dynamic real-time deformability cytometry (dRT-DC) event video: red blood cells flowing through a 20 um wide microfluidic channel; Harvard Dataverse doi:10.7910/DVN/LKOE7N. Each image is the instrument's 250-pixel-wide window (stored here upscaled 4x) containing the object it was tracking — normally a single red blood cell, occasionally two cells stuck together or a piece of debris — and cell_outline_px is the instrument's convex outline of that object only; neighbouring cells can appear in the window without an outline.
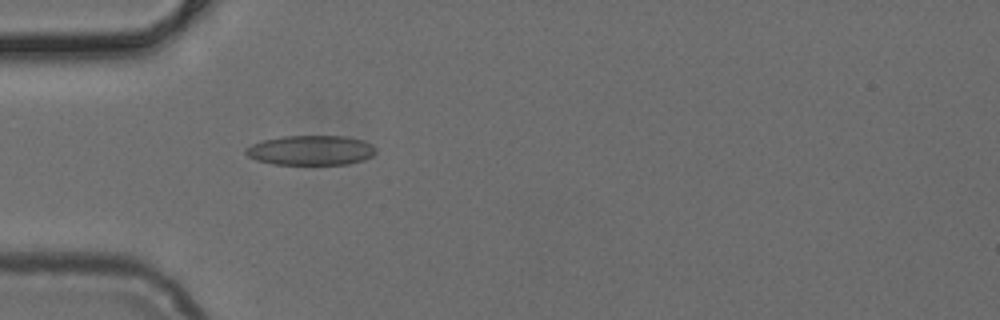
{"species": "common noctule bat (a hibernating species)", "species_latin": "Nyctalus noctula", "temperature_condition": "cold", "stored_images_in_passage": 42, "camera_frame_rate_fps": 3000, "um_per_image_px": 0.085, "animal": {"sex": "female", "body_mass_g": 24.6, "forearm_length_mm": 56.2}, "frame": {"image": 1, "passage_image": 7, "time_ms": 2.0, "image_size_px": [1000, 320], "cell_outline_px": [[376, 152], [372, 156], [364, 160], [348, 164], [272, 164], [256, 160], [248, 156], [244, 152], [244, 148], [252, 144], [264, 140], [284, 136], [344, 136], [364, 140], [372, 144], [376, 148]], "centroid_in_image_um": [26.43, 12.77], "position_along_channel_um": 58.6, "area_um2": 22.66}}
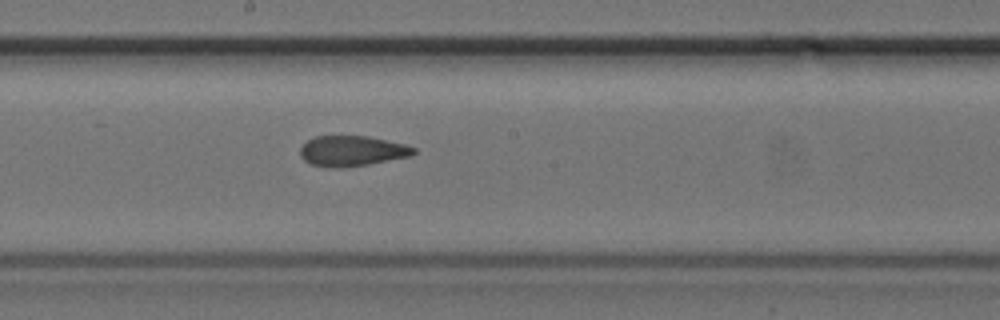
{"frame": {"image": 2, "passage_image": 19, "time_ms": 6.0, "image_size_px": [1000, 320], "cell_outline_px": [[416, 152], [412, 156], [368, 164], [336, 168], [332, 168], [312, 164], [304, 160], [300, 156], [300, 148], [308, 140], [316, 136], [368, 136], [404, 144], [416, 148]], "centroid_in_image_um": [29.93, 12.83], "position_along_channel_um": 218.3, "area_um2": 20.0}}
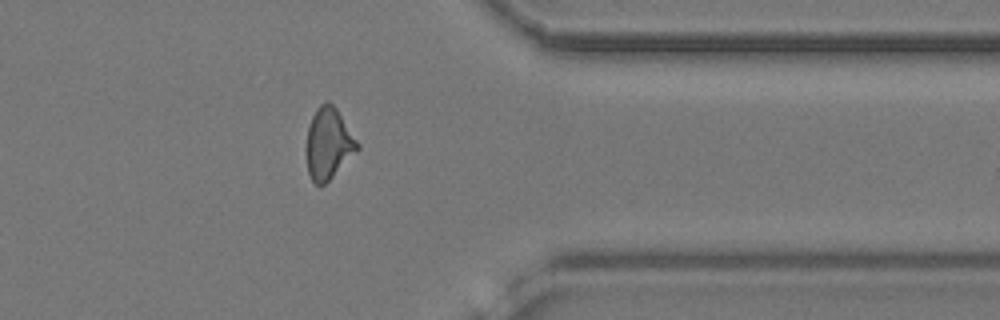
{"frame": {"image": 3, "passage_image": 32, "time_ms": 10.333, "image_size_px": [1000, 320], "cell_outline_px": [[360, 148], [320, 188], [312, 180], [308, 172], [304, 148], [308, 128], [312, 116], [316, 108], [324, 100], [328, 100], [336, 108], [360, 144]], "centroid_in_image_um": [27.88, 12.19], "position_along_channel_um": 383.5, "area_um2": 21.39}}